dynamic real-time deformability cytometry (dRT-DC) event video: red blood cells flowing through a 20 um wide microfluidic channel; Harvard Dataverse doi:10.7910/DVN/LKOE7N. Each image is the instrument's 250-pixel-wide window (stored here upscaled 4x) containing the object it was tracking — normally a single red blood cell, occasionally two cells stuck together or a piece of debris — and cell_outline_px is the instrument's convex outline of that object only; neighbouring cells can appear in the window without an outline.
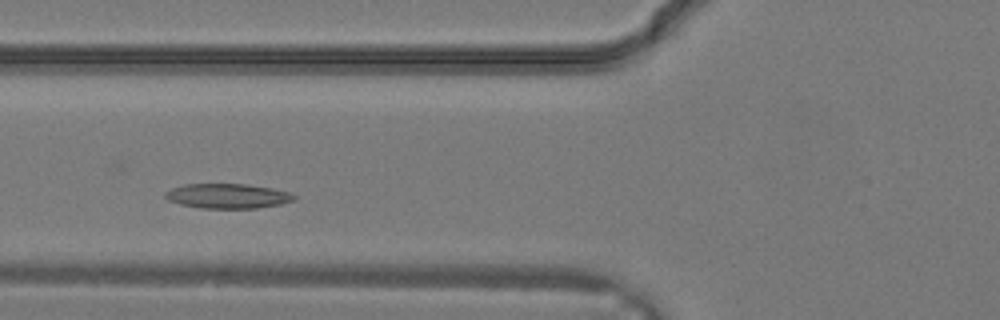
{"species": "common noctule bat (a hibernating species)", "species_latin": "Nyctalus noctula", "temperature_condition": "warm", "stored_images_in_passage": 27, "camera_frame_rate_fps": 3000, "um_per_image_px": 0.085, "animal": {"sex": "male", "body_mass_g": 19.2, "forearm_length_mm": 51.8}, "frame": {"image": 1, "passage_image": 6, "time_ms": 1.667, "image_size_px": [1000, 320], "cell_outline_px": [[296, 200], [280, 204], [256, 208], [200, 208], [180, 204], [168, 200], [164, 196], [164, 192], [172, 188], [184, 184], [248, 184], [272, 188], [288, 192], [296, 196]], "centroid_in_image_um": [19.34, 16.66], "position_along_channel_um": 106.5, "area_um2": 18.61}}
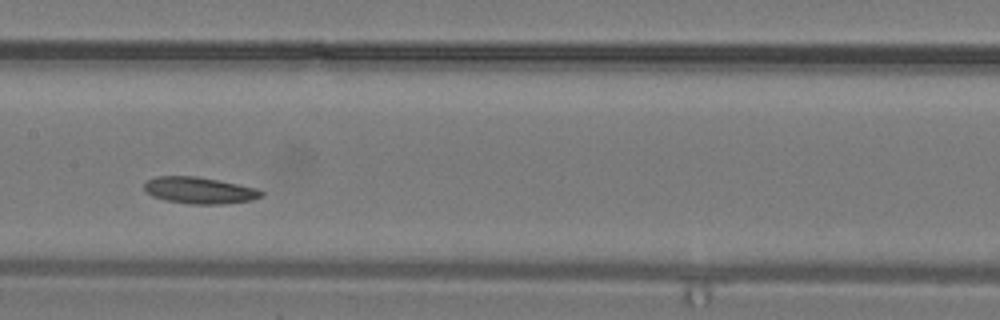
{"frame": {"image": 2, "passage_image": 10, "time_ms": 3.0, "image_size_px": [1000, 320], "cell_outline_px": [[264, 196], [252, 200], [224, 204], [192, 204], [164, 200], [152, 196], [144, 188], [144, 184], [148, 180], [156, 176], [196, 176], [260, 188], [264, 192]], "centroid_in_image_um": [17.01, 16.18], "position_along_channel_um": 190.4, "area_um2": 18.26}}
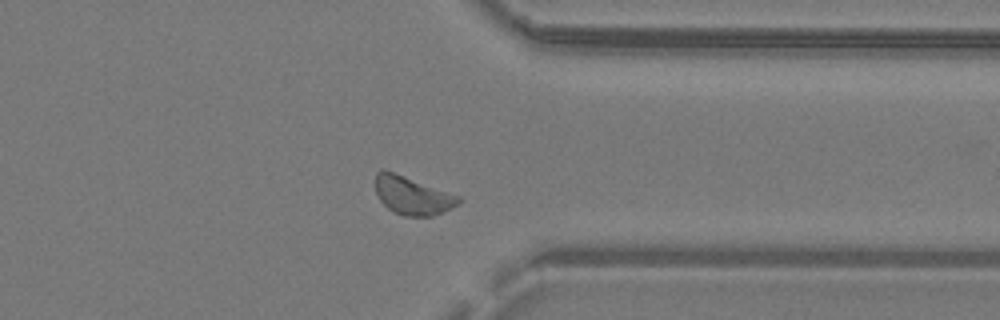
{"frame": {"image": 3, "passage_image": 19, "time_ms": 6.0, "image_size_px": [1000, 320], "cell_outline_px": [[460, 200], [456, 204], [432, 216], [404, 216], [388, 208], [380, 200], [376, 192], [376, 172], [392, 172], [460, 196]], "centroid_in_image_um": [35.03, 16.64], "position_along_channel_um": 376.4, "area_um2": 17.63}}